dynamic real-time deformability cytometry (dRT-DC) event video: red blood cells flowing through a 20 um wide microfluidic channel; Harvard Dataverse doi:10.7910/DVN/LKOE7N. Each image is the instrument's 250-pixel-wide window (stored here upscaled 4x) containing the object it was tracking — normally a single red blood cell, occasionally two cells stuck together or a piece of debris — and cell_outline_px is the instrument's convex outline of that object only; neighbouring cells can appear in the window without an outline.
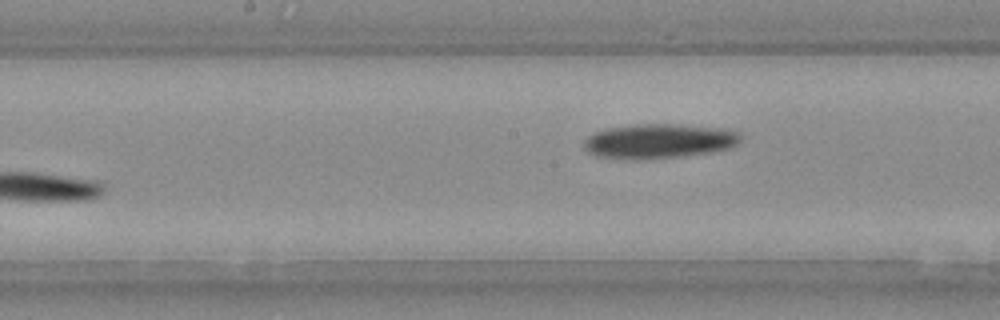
{"species": "Egyptian fruit bat (a non-hibernating species)", "species_latin": "Rousettus aegyptiacus", "temperature_condition": "warm", "stored_images_in_passage": 12, "camera_frame_rate_fps": 3000, "um_per_image_px": 0.085, "animal": {"sex": "female"}, "frame": {"image": 1, "passage_image": 12, "time_ms": 3.667, "image_size_px": [1000, 320], "cell_outline_px": [[740, 140], [736, 144], [728, 148], [712, 152], [680, 156], [632, 160], [596, 156], [588, 152], [584, 148], [584, 140], [588, 136], [596, 132], [608, 128], [636, 124], [676, 124], [720, 128], [736, 132], [740, 136]], "centroid_in_image_um": [55.96, 12.0], "position_along_channel_um": 192.2, "area_um2": 31.33}}